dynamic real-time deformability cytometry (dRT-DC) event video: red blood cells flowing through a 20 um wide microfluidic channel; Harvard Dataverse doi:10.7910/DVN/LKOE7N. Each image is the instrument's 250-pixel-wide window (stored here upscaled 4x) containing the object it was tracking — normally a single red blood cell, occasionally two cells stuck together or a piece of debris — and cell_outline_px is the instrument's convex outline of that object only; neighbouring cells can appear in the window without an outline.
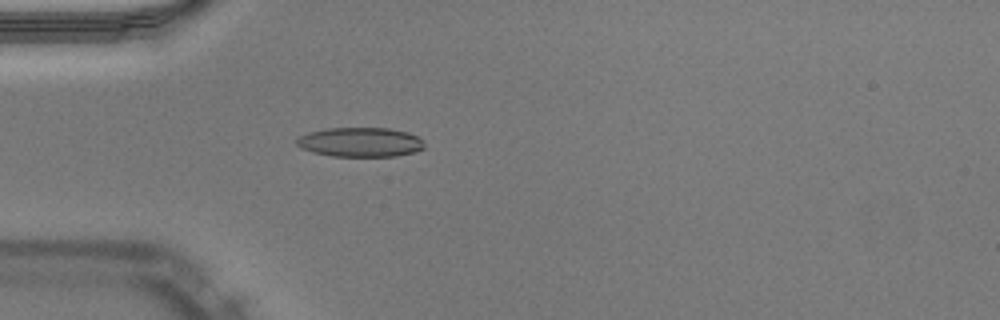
{"species": "Egyptian fruit bat (a non-hibernating species)", "species_latin": "Rousettus aegyptiacus", "temperature_condition": "warm", "stored_images_in_passage": 50, "camera_frame_rate_fps": 3000, "um_per_image_px": 0.085, "animal": {"sex": "male"}, "frame": {"image": 1, "passage_image": 15, "time_ms": 4.667, "image_size_px": [1000, 320], "cell_outline_px": [[424, 148], [412, 152], [396, 156], [332, 156], [312, 152], [300, 148], [296, 144], [296, 140], [300, 136], [308, 132], [324, 128], [388, 128], [408, 132], [416, 136], [424, 144]], "centroid_in_image_um": [30.57, 12.08], "position_along_channel_um": 54.4, "area_um2": 21.85}, "authors_computed_cell_mechanics": {"area_um2": 21.7039, "velocity_mm_per_s": 4.024, "shape_relaxation_time_tau1_ms": 9.7615, "shape_relaxation_time_tau2_ms": 1.5635, "deformation_change_tau1": 0.3023, "deformation_change_tau2": 0.0758}}